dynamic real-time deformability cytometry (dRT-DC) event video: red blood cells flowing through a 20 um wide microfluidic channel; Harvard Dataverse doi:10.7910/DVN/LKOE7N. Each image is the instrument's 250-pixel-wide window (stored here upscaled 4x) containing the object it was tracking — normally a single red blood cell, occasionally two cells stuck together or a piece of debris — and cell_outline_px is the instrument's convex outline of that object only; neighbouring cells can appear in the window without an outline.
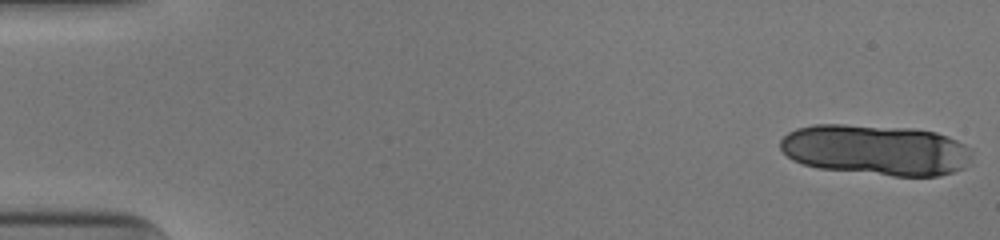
{"species": "human", "species_latin": "Homo sapiens", "temperature_condition": "cold", "stored_images_in_passage": 15, "camera_frame_rate_fps": 3000, "um_per_image_px": 0.085, "donor": {"sex": "male"}, "frame": {"image": 1, "passage_image": 1, "time_ms": 0.0, "image_size_px": [1000, 240], "cell_outline_px": [[972, 156], [964, 168], [940, 176], [892, 176], [820, 168], [804, 164], [792, 160], [780, 148], [780, 140], [788, 132], [796, 128], [816, 124], [844, 124], [916, 128], [936, 132], [948, 136], [972, 148]], "centroid_in_image_um": [74.47, 12.73], "position_along_channel_um": 10.5, "area_um2": 57.05}}